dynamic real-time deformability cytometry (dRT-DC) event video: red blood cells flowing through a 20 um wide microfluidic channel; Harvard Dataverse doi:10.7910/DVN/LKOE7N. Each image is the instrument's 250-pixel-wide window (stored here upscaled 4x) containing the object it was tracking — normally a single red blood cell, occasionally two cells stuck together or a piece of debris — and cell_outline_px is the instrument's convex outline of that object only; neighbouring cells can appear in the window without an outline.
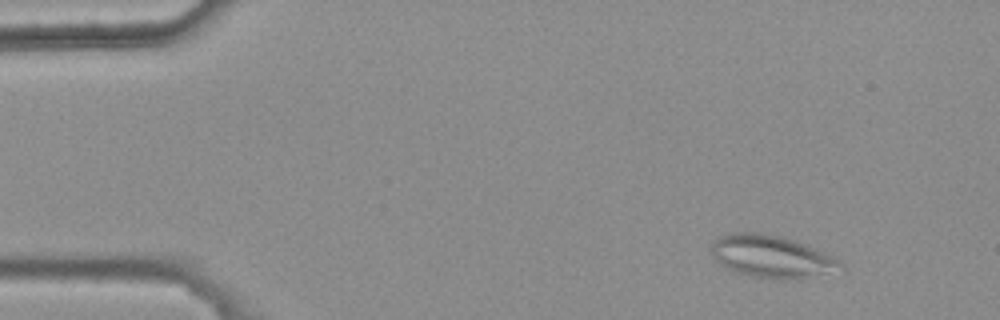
{"species": "common noctule bat (a hibernating species)", "species_latin": "Nyctalus noctula", "temperature_condition": "warm", "stored_images_in_passage": 5, "camera_frame_rate_fps": 3000, "um_per_image_px": 0.085, "animal": {"sex": "female", "body_mass_g": 25.1}, "frame": {"image": 1, "passage_image": 2, "time_ms": 0.333, "image_size_px": [1000, 320], "cell_outline_px": [[844, 268], [788, 280], [784, 280], [752, 276], [736, 272], [720, 264], [712, 256], [712, 240], [720, 236], [732, 232], [756, 232], [784, 236], [804, 244], [832, 256], [844, 264]], "centroid_in_image_um": [65.52, 21.78], "position_along_channel_um": 19.5, "area_um2": 31.5}}